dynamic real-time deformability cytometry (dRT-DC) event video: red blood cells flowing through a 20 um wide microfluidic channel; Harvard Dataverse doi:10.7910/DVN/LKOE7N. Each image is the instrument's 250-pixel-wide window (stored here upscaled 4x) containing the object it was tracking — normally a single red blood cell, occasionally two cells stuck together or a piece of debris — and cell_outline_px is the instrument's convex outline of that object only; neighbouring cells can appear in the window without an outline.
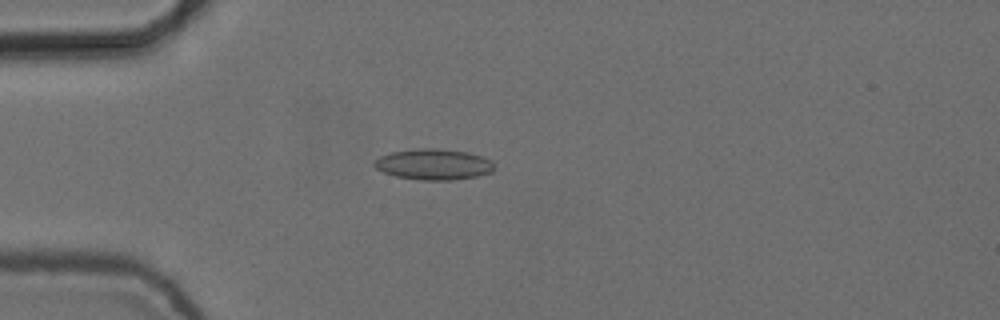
{"species": "common noctule bat (a hibernating species)", "species_latin": "Nyctalus noctula", "temperature_condition": "cold", "stored_images_in_passage": 2, "camera_frame_rate_fps": 3000, "um_per_image_px": 0.085, "animal": {"sex": "female", "body_mass_g": 24.6, "forearm_length_mm": 56.2}, "frame": {"image": 1, "passage_image": 1, "time_ms": 0.0, "image_size_px": [1000, 320], "cell_outline_px": [[492, 172], [476, 176], [452, 180], [420, 180], [396, 176], [384, 172], [376, 168], [372, 164], [380, 156], [392, 152], [420, 148], [436, 148], [468, 152], [492, 160]], "centroid_in_image_um": [36.84, 13.97], "position_along_channel_um": 48.2, "area_um2": 21.39}}